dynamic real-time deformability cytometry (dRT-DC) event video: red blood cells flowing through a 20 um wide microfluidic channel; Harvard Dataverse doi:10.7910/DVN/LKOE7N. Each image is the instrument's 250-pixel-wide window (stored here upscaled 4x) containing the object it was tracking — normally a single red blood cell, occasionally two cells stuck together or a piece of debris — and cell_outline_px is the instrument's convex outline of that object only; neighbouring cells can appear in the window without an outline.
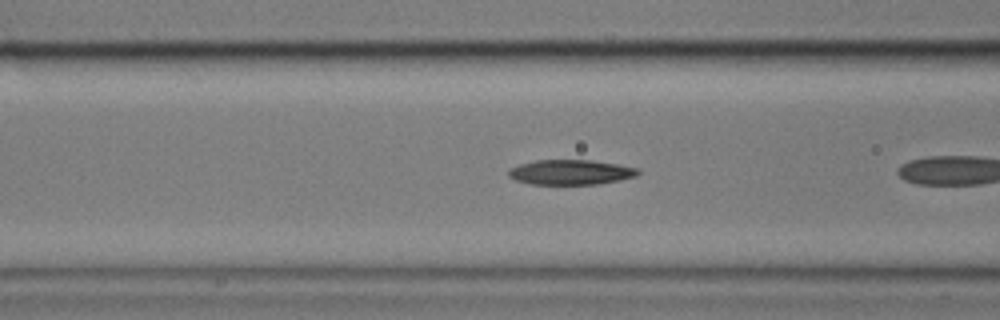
{"species": "common noctule bat (a hibernating species)", "species_latin": "Nyctalus noctula", "temperature_condition": "cold", "stored_images_in_passage": 32, "camera_frame_rate_fps": 3000, "um_per_image_px": 0.085, "animal": {"sex": "male", "body_mass_g": 17.9}, "frame": {"image": 1, "passage_image": 7, "time_ms": 2.0, "image_size_px": [1000, 320], "cell_outline_px": [[640, 172], [636, 176], [620, 180], [600, 184], [528, 184], [516, 180], [508, 176], [508, 172], [512, 168], [520, 164], [536, 160], [592, 160], [640, 168]], "centroid_in_image_um": [48.54, 14.64], "position_along_channel_um": 118.1, "area_um2": 18.84}}
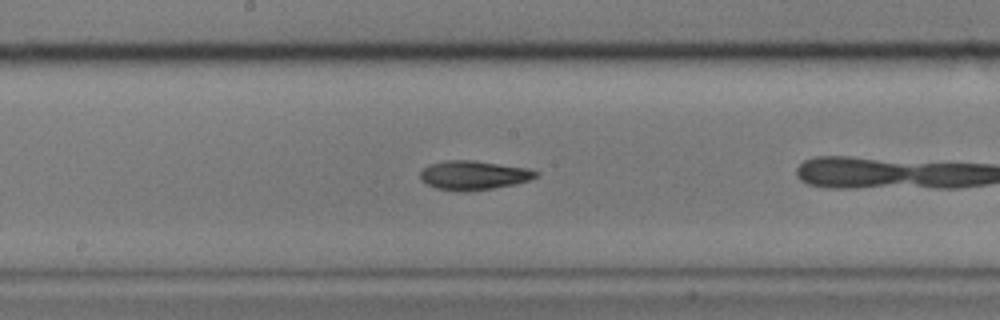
{"frame": {"image": 2, "passage_image": 15, "time_ms": 4.667, "image_size_px": [1000, 320], "cell_outline_px": [[540, 176], [516, 184], [468, 192], [464, 192], [436, 188], [420, 180], [420, 172], [428, 164], [448, 160], [472, 160], [528, 168], [540, 172]], "centroid_in_image_um": [40.27, 14.9], "position_along_channel_um": 207.9, "area_um2": 19.71}}
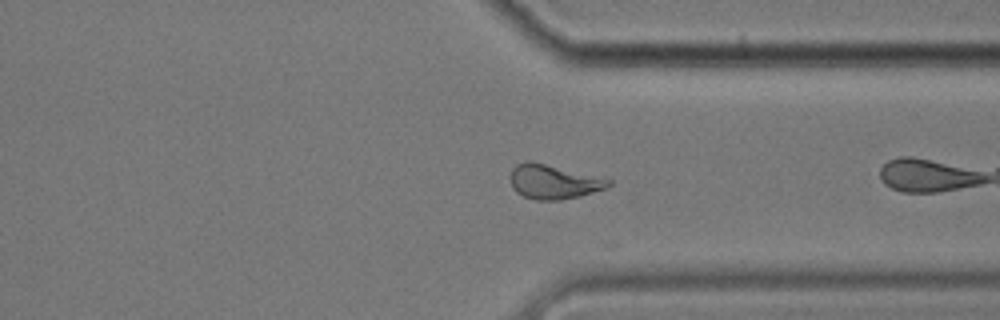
{"frame": {"image": 3, "passage_image": 29, "time_ms": 9.333, "image_size_px": [1000, 320], "cell_outline_px": [[612, 184], [604, 188], [580, 196], [560, 200], [536, 200], [524, 196], [516, 192], [512, 188], [508, 176], [512, 168], [516, 164], [528, 160], [532, 160], [612, 180]], "centroid_in_image_um": [46.98, 15.44], "position_along_channel_um": 364.4, "area_um2": 19.77}}